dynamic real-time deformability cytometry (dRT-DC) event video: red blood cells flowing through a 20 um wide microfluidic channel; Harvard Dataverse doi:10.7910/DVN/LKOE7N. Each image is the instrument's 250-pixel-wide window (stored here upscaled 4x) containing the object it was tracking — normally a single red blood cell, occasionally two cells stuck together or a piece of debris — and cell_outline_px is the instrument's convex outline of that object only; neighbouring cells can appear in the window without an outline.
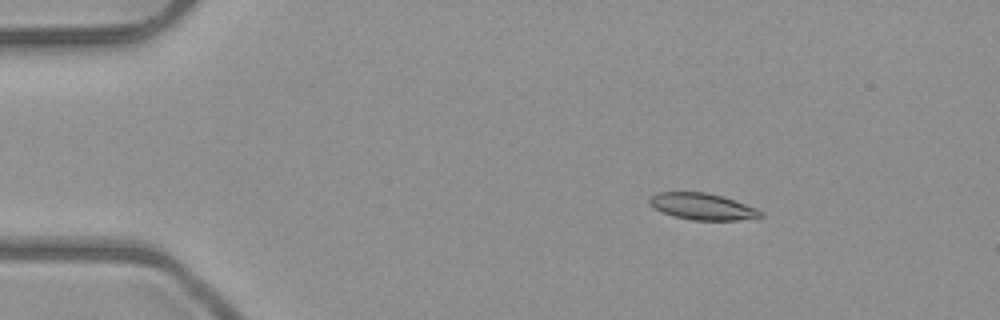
{"species": "common noctule bat (a hibernating species)", "species_latin": "Nyctalus noctula", "temperature_condition": "room temperature", "stored_images_in_passage": 5, "camera_frame_rate_fps": 3000, "um_per_image_px": 0.085, "animal": {"sex": "male", "body_mass_g": 23.1, "forearm_length_mm": 52.7}, "frame": {"image": 1, "passage_image": 3, "time_ms": 2.333, "image_size_px": [1000, 320], "cell_outline_px": [[764, 216], [740, 220], [692, 220], [676, 216], [664, 212], [656, 208], [648, 200], [652, 196], [660, 192], [704, 192], [724, 196], [756, 208], [764, 212]], "centroid_in_image_um": [59.78, 17.55], "position_along_channel_um": 25.2, "area_um2": 16.94}}
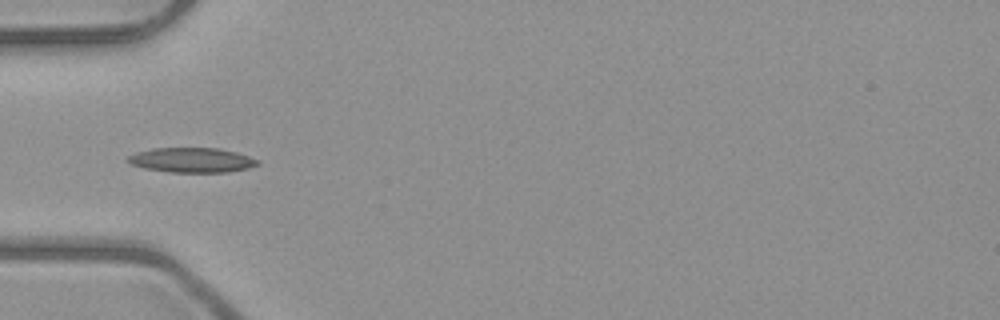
{"frame": {"image": 2, "passage_image": 5, "time_ms": 5.333, "image_size_px": [1000, 320], "cell_outline_px": [[260, 164], [248, 168], [228, 172], [168, 172], [144, 168], [132, 164], [124, 160], [128, 156], [136, 152], [152, 148], [220, 148], [236, 152], [260, 160]], "centroid_in_image_um": [16.3, 13.6], "position_along_channel_um": 68.7, "area_um2": 18.84}}